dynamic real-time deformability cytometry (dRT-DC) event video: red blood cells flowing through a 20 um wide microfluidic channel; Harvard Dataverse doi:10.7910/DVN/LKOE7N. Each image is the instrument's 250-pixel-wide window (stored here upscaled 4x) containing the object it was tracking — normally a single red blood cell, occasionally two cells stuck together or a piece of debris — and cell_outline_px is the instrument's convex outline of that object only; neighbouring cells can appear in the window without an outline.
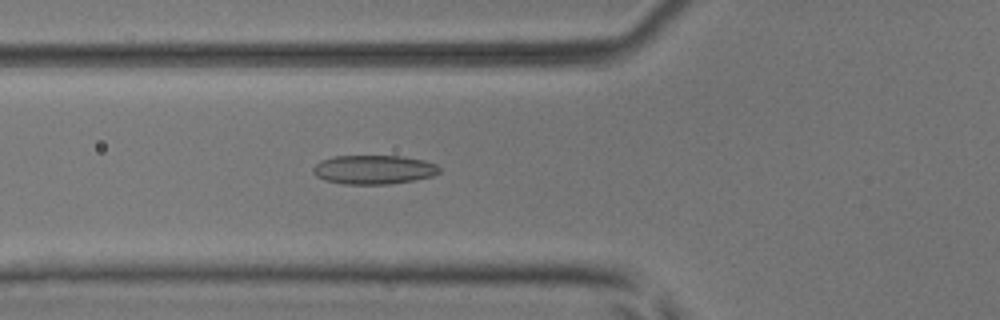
{"species": "common noctule bat (a hibernating species)", "species_latin": "Nyctalus noctula", "temperature_condition": "room temperature", "stored_images_in_passage": 45, "camera_frame_rate_fps": 3000, "um_per_image_px": 0.085, "animal": {"sex": "male", "body_mass_g": 17.9, "forearm_length_mm": 54.2}, "frame": {"image": 1, "passage_image": 11, "time_ms": 3.333, "image_size_px": [1000, 320], "cell_outline_px": [[440, 172], [432, 176], [412, 180], [388, 184], [344, 184], [324, 180], [316, 176], [312, 172], [312, 168], [320, 160], [336, 156], [404, 156], [424, 160], [436, 164], [440, 168]], "centroid_in_image_um": [31.75, 14.41], "position_along_channel_um": 94.1, "area_um2": 21.39}}
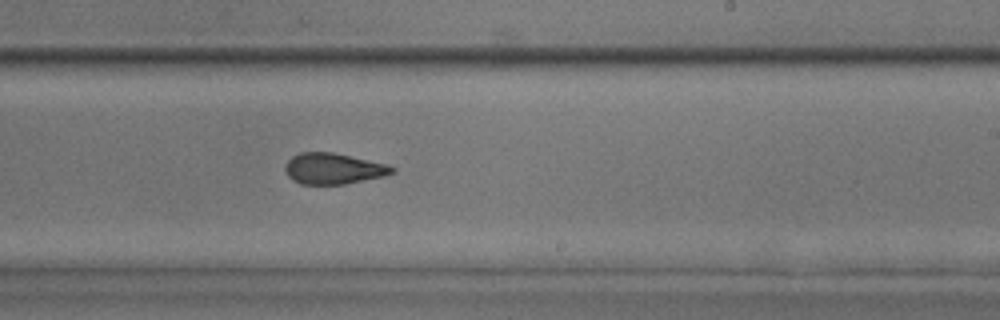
{"frame": {"image": 2, "passage_image": 24, "time_ms": 7.667, "image_size_px": [1000, 320], "cell_outline_px": [[396, 172], [384, 176], [344, 184], [300, 184], [292, 180], [288, 176], [284, 168], [284, 164], [292, 156], [300, 152], [332, 152], [388, 164], [396, 168]], "centroid_in_image_um": [28.33, 14.33], "position_along_channel_um": 260.7, "area_um2": 19.42}}
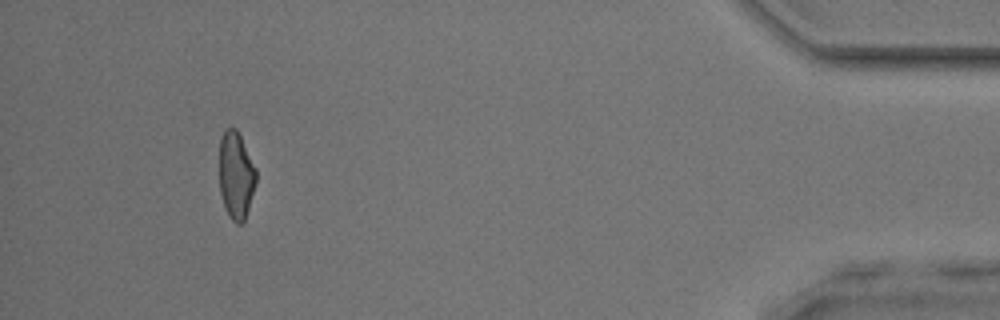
{"frame": {"image": 3, "passage_image": 41, "time_ms": 13.333, "image_size_px": [1000, 320], "cell_outline_px": [[256, 184], [244, 220], [240, 224], [236, 224], [232, 220], [224, 208], [220, 192], [220, 136], [224, 128], [236, 128], [256, 168]], "centroid_in_image_um": [20.05, 14.89], "position_along_channel_um": 415.1, "area_um2": 18.67}, "authors_computed_cell_mechanics": {"area_um2": 19.8254, "velocity_mm_per_s": 3.8515, "shape_relaxation_time_tau1_ms": 10.7808, "shape_relaxation_time_tau2_ms": 2.0512, "deformation_change_tau1": 0.2336, "deformation_change_tau2": 0.089}}